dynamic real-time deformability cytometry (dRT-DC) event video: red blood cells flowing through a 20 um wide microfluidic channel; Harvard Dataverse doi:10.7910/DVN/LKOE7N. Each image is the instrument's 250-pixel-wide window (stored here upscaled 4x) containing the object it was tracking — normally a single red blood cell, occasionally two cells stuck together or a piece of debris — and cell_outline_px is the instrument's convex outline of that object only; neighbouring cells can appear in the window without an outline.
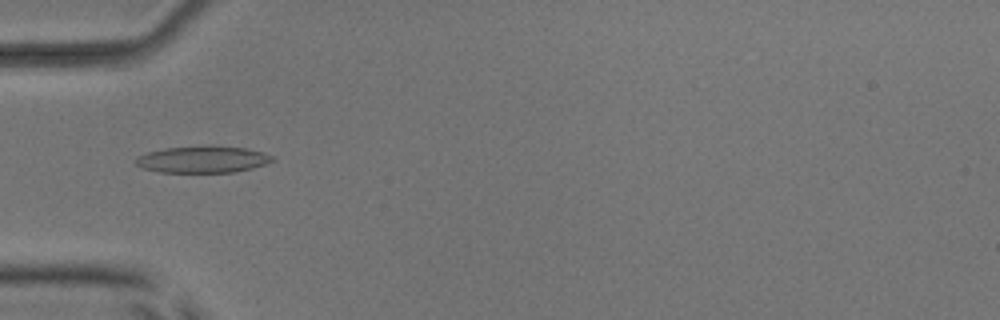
{"species": "common noctule bat (a hibernating species)", "species_latin": "Nyctalus noctula", "temperature_condition": "room temperature", "stored_images_in_passage": 33, "camera_frame_rate_fps": 3000, "um_per_image_px": 0.085, "animal": {"sex": "male", "body_mass_g": 17.9, "forearm_length_mm": 54.2}, "frame": {"image": 1, "passage_image": 12, "time_ms": 3.667, "image_size_px": [1000, 320], "cell_outline_px": [[276, 160], [252, 168], [236, 172], [160, 172], [140, 168], [136, 164], [136, 156], [148, 152], [164, 148], [208, 144], [248, 148], [264, 152], [272, 156]], "centroid_in_image_um": [17.23, 13.52], "position_along_channel_um": 67.8, "area_um2": 21.79}}
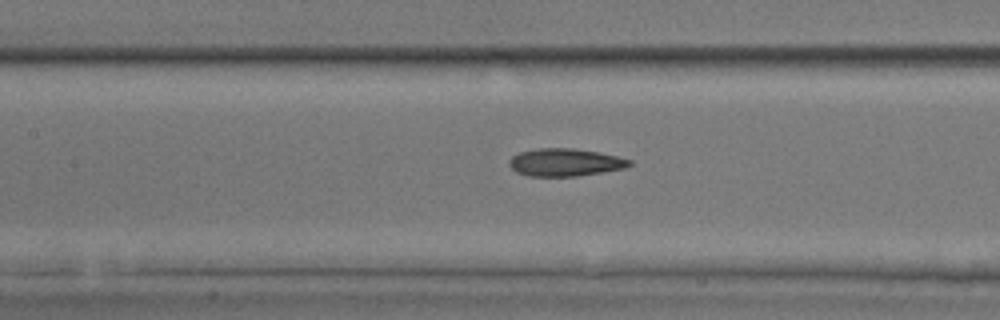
{"frame": {"image": 2, "passage_image": 19, "time_ms": 6.0, "image_size_px": [1000, 320], "cell_outline_px": [[632, 164], [624, 168], [576, 176], [528, 176], [516, 172], [508, 164], [508, 160], [512, 156], [520, 152], [540, 148], [572, 148], [596, 152], [616, 156], [632, 160]], "centroid_in_image_um": [47.99, 13.8], "position_along_channel_um": 159.4, "area_um2": 19.19}}
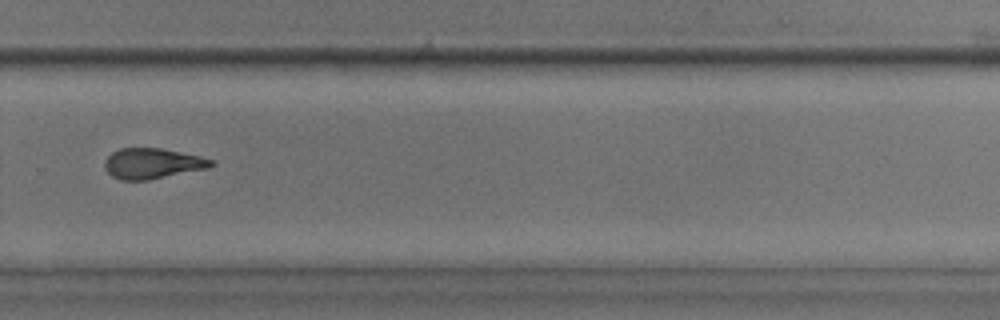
{"frame": {"image": 3, "passage_image": 31, "time_ms": 10.0, "image_size_px": [1000, 320], "cell_outline_px": [[216, 164], [208, 168], [148, 180], [120, 180], [112, 176], [104, 168], [104, 160], [112, 152], [120, 148], [160, 148], [200, 156], [216, 160]], "centroid_in_image_um": [12.96, 13.89], "position_along_channel_um": 316.8, "area_um2": 19.02}}